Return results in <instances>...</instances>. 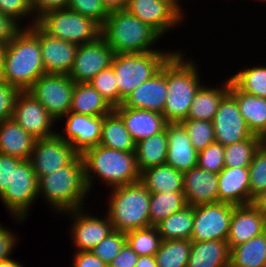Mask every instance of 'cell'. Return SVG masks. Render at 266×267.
Masks as SVG:
<instances>
[{
  "label": "cell",
  "mask_w": 266,
  "mask_h": 267,
  "mask_svg": "<svg viewBox=\"0 0 266 267\" xmlns=\"http://www.w3.org/2000/svg\"><path fill=\"white\" fill-rule=\"evenodd\" d=\"M113 110L107 100L89 83H75L69 112L105 116Z\"/></svg>",
  "instance_id": "30"
},
{
  "label": "cell",
  "mask_w": 266,
  "mask_h": 267,
  "mask_svg": "<svg viewBox=\"0 0 266 267\" xmlns=\"http://www.w3.org/2000/svg\"><path fill=\"white\" fill-rule=\"evenodd\" d=\"M176 51H149L138 54H115L111 66L118 87V106L139 87L158 73Z\"/></svg>",
  "instance_id": "7"
},
{
  "label": "cell",
  "mask_w": 266,
  "mask_h": 267,
  "mask_svg": "<svg viewBox=\"0 0 266 267\" xmlns=\"http://www.w3.org/2000/svg\"><path fill=\"white\" fill-rule=\"evenodd\" d=\"M101 36L112 48L114 55L167 51L165 48H154V44L157 45L156 41L162 37L126 9L109 12L102 25Z\"/></svg>",
  "instance_id": "5"
},
{
  "label": "cell",
  "mask_w": 266,
  "mask_h": 267,
  "mask_svg": "<svg viewBox=\"0 0 266 267\" xmlns=\"http://www.w3.org/2000/svg\"><path fill=\"white\" fill-rule=\"evenodd\" d=\"M229 77L241 91L266 99V65H246Z\"/></svg>",
  "instance_id": "38"
},
{
  "label": "cell",
  "mask_w": 266,
  "mask_h": 267,
  "mask_svg": "<svg viewBox=\"0 0 266 267\" xmlns=\"http://www.w3.org/2000/svg\"><path fill=\"white\" fill-rule=\"evenodd\" d=\"M194 206L187 205L155 227L162 240H190L193 232Z\"/></svg>",
  "instance_id": "35"
},
{
  "label": "cell",
  "mask_w": 266,
  "mask_h": 267,
  "mask_svg": "<svg viewBox=\"0 0 266 267\" xmlns=\"http://www.w3.org/2000/svg\"><path fill=\"white\" fill-rule=\"evenodd\" d=\"M183 175V192L187 205L197 206L218 202V174L196 166Z\"/></svg>",
  "instance_id": "23"
},
{
  "label": "cell",
  "mask_w": 266,
  "mask_h": 267,
  "mask_svg": "<svg viewBox=\"0 0 266 267\" xmlns=\"http://www.w3.org/2000/svg\"><path fill=\"white\" fill-rule=\"evenodd\" d=\"M81 157L90 192L94 190L92 188L96 179L105 183L106 188L110 189L140 181L135 152L114 150L97 145L86 149Z\"/></svg>",
  "instance_id": "3"
},
{
  "label": "cell",
  "mask_w": 266,
  "mask_h": 267,
  "mask_svg": "<svg viewBox=\"0 0 266 267\" xmlns=\"http://www.w3.org/2000/svg\"><path fill=\"white\" fill-rule=\"evenodd\" d=\"M180 123L187 131L191 143L197 152L216 142L213 122L184 119Z\"/></svg>",
  "instance_id": "41"
},
{
  "label": "cell",
  "mask_w": 266,
  "mask_h": 267,
  "mask_svg": "<svg viewBox=\"0 0 266 267\" xmlns=\"http://www.w3.org/2000/svg\"><path fill=\"white\" fill-rule=\"evenodd\" d=\"M22 159L0 153V196L11 184L12 165H18Z\"/></svg>",
  "instance_id": "50"
},
{
  "label": "cell",
  "mask_w": 266,
  "mask_h": 267,
  "mask_svg": "<svg viewBox=\"0 0 266 267\" xmlns=\"http://www.w3.org/2000/svg\"><path fill=\"white\" fill-rule=\"evenodd\" d=\"M180 0H128L126 10L148 24L162 38L186 20ZM184 12V13H183Z\"/></svg>",
  "instance_id": "10"
},
{
  "label": "cell",
  "mask_w": 266,
  "mask_h": 267,
  "mask_svg": "<svg viewBox=\"0 0 266 267\" xmlns=\"http://www.w3.org/2000/svg\"><path fill=\"white\" fill-rule=\"evenodd\" d=\"M167 136L168 149L165 164L183 173L196 167L198 152L193 147L183 125L180 122L168 123Z\"/></svg>",
  "instance_id": "24"
},
{
  "label": "cell",
  "mask_w": 266,
  "mask_h": 267,
  "mask_svg": "<svg viewBox=\"0 0 266 267\" xmlns=\"http://www.w3.org/2000/svg\"><path fill=\"white\" fill-rule=\"evenodd\" d=\"M197 166L218 174L224 167V146L214 142L198 152Z\"/></svg>",
  "instance_id": "46"
},
{
  "label": "cell",
  "mask_w": 266,
  "mask_h": 267,
  "mask_svg": "<svg viewBox=\"0 0 266 267\" xmlns=\"http://www.w3.org/2000/svg\"><path fill=\"white\" fill-rule=\"evenodd\" d=\"M68 9L93 18L101 26L109 15L102 0H68Z\"/></svg>",
  "instance_id": "47"
},
{
  "label": "cell",
  "mask_w": 266,
  "mask_h": 267,
  "mask_svg": "<svg viewBox=\"0 0 266 267\" xmlns=\"http://www.w3.org/2000/svg\"><path fill=\"white\" fill-rule=\"evenodd\" d=\"M167 149V127L160 133L152 135L136 143V163L139 172L141 173L147 168L165 164Z\"/></svg>",
  "instance_id": "32"
},
{
  "label": "cell",
  "mask_w": 266,
  "mask_h": 267,
  "mask_svg": "<svg viewBox=\"0 0 266 267\" xmlns=\"http://www.w3.org/2000/svg\"><path fill=\"white\" fill-rule=\"evenodd\" d=\"M13 230L0 223V262L10 259L19 243L18 235Z\"/></svg>",
  "instance_id": "49"
},
{
  "label": "cell",
  "mask_w": 266,
  "mask_h": 267,
  "mask_svg": "<svg viewBox=\"0 0 266 267\" xmlns=\"http://www.w3.org/2000/svg\"><path fill=\"white\" fill-rule=\"evenodd\" d=\"M212 122L215 140L224 147L253 135L241 115L235 97L230 92L222 98Z\"/></svg>",
  "instance_id": "17"
},
{
  "label": "cell",
  "mask_w": 266,
  "mask_h": 267,
  "mask_svg": "<svg viewBox=\"0 0 266 267\" xmlns=\"http://www.w3.org/2000/svg\"><path fill=\"white\" fill-rule=\"evenodd\" d=\"M167 96L166 63L161 70L137 87L123 101L125 107L163 113Z\"/></svg>",
  "instance_id": "22"
},
{
  "label": "cell",
  "mask_w": 266,
  "mask_h": 267,
  "mask_svg": "<svg viewBox=\"0 0 266 267\" xmlns=\"http://www.w3.org/2000/svg\"><path fill=\"white\" fill-rule=\"evenodd\" d=\"M139 255L131 249L126 242L121 251L115 256L113 261L109 264L110 267H135Z\"/></svg>",
  "instance_id": "53"
},
{
  "label": "cell",
  "mask_w": 266,
  "mask_h": 267,
  "mask_svg": "<svg viewBox=\"0 0 266 267\" xmlns=\"http://www.w3.org/2000/svg\"><path fill=\"white\" fill-rule=\"evenodd\" d=\"M250 204L253 198L266 189V147L261 144L256 150L250 166Z\"/></svg>",
  "instance_id": "42"
},
{
  "label": "cell",
  "mask_w": 266,
  "mask_h": 267,
  "mask_svg": "<svg viewBox=\"0 0 266 267\" xmlns=\"http://www.w3.org/2000/svg\"><path fill=\"white\" fill-rule=\"evenodd\" d=\"M135 267H158L155 255L139 256Z\"/></svg>",
  "instance_id": "57"
},
{
  "label": "cell",
  "mask_w": 266,
  "mask_h": 267,
  "mask_svg": "<svg viewBox=\"0 0 266 267\" xmlns=\"http://www.w3.org/2000/svg\"><path fill=\"white\" fill-rule=\"evenodd\" d=\"M86 210V207H83L61 214L71 219L69 234L76 249L74 252L92 250L114 230L107 214L99 218L97 213L95 216Z\"/></svg>",
  "instance_id": "12"
},
{
  "label": "cell",
  "mask_w": 266,
  "mask_h": 267,
  "mask_svg": "<svg viewBox=\"0 0 266 267\" xmlns=\"http://www.w3.org/2000/svg\"><path fill=\"white\" fill-rule=\"evenodd\" d=\"M89 84L96 89L113 108L118 106V87L111 65L97 74Z\"/></svg>",
  "instance_id": "43"
},
{
  "label": "cell",
  "mask_w": 266,
  "mask_h": 267,
  "mask_svg": "<svg viewBox=\"0 0 266 267\" xmlns=\"http://www.w3.org/2000/svg\"><path fill=\"white\" fill-rule=\"evenodd\" d=\"M230 77L222 81L220 86L202 84L191 103L187 119L206 120L212 122L222 98L229 92Z\"/></svg>",
  "instance_id": "28"
},
{
  "label": "cell",
  "mask_w": 266,
  "mask_h": 267,
  "mask_svg": "<svg viewBox=\"0 0 266 267\" xmlns=\"http://www.w3.org/2000/svg\"><path fill=\"white\" fill-rule=\"evenodd\" d=\"M114 111L121 117L135 144L165 130L169 123L159 112L125 107L123 104L115 107Z\"/></svg>",
  "instance_id": "20"
},
{
  "label": "cell",
  "mask_w": 266,
  "mask_h": 267,
  "mask_svg": "<svg viewBox=\"0 0 266 267\" xmlns=\"http://www.w3.org/2000/svg\"><path fill=\"white\" fill-rule=\"evenodd\" d=\"M187 206L184 192L151 193L150 196V226H156L173 213Z\"/></svg>",
  "instance_id": "36"
},
{
  "label": "cell",
  "mask_w": 266,
  "mask_h": 267,
  "mask_svg": "<svg viewBox=\"0 0 266 267\" xmlns=\"http://www.w3.org/2000/svg\"><path fill=\"white\" fill-rule=\"evenodd\" d=\"M257 2L260 1L262 3L266 2V0H256Z\"/></svg>",
  "instance_id": "61"
},
{
  "label": "cell",
  "mask_w": 266,
  "mask_h": 267,
  "mask_svg": "<svg viewBox=\"0 0 266 267\" xmlns=\"http://www.w3.org/2000/svg\"><path fill=\"white\" fill-rule=\"evenodd\" d=\"M19 260H14L13 258L7 259L0 262V267H23V264Z\"/></svg>",
  "instance_id": "58"
},
{
  "label": "cell",
  "mask_w": 266,
  "mask_h": 267,
  "mask_svg": "<svg viewBox=\"0 0 266 267\" xmlns=\"http://www.w3.org/2000/svg\"><path fill=\"white\" fill-rule=\"evenodd\" d=\"M262 144L266 147V133L262 136Z\"/></svg>",
  "instance_id": "60"
},
{
  "label": "cell",
  "mask_w": 266,
  "mask_h": 267,
  "mask_svg": "<svg viewBox=\"0 0 266 267\" xmlns=\"http://www.w3.org/2000/svg\"><path fill=\"white\" fill-rule=\"evenodd\" d=\"M110 190L105 214L114 230L127 233L150 227L151 193L140 181Z\"/></svg>",
  "instance_id": "6"
},
{
  "label": "cell",
  "mask_w": 266,
  "mask_h": 267,
  "mask_svg": "<svg viewBox=\"0 0 266 267\" xmlns=\"http://www.w3.org/2000/svg\"><path fill=\"white\" fill-rule=\"evenodd\" d=\"M140 182L150 193L183 192L184 175L170 165L162 164L142 171Z\"/></svg>",
  "instance_id": "31"
},
{
  "label": "cell",
  "mask_w": 266,
  "mask_h": 267,
  "mask_svg": "<svg viewBox=\"0 0 266 267\" xmlns=\"http://www.w3.org/2000/svg\"><path fill=\"white\" fill-rule=\"evenodd\" d=\"M28 29L39 39L45 73L68 75L79 45L51 37L36 24Z\"/></svg>",
  "instance_id": "18"
},
{
  "label": "cell",
  "mask_w": 266,
  "mask_h": 267,
  "mask_svg": "<svg viewBox=\"0 0 266 267\" xmlns=\"http://www.w3.org/2000/svg\"><path fill=\"white\" fill-rule=\"evenodd\" d=\"M218 202L234 206L250 204L248 167H224L218 173Z\"/></svg>",
  "instance_id": "25"
},
{
  "label": "cell",
  "mask_w": 266,
  "mask_h": 267,
  "mask_svg": "<svg viewBox=\"0 0 266 267\" xmlns=\"http://www.w3.org/2000/svg\"><path fill=\"white\" fill-rule=\"evenodd\" d=\"M229 92L235 97L248 129L262 137L266 133V99L241 91L231 80Z\"/></svg>",
  "instance_id": "27"
},
{
  "label": "cell",
  "mask_w": 266,
  "mask_h": 267,
  "mask_svg": "<svg viewBox=\"0 0 266 267\" xmlns=\"http://www.w3.org/2000/svg\"><path fill=\"white\" fill-rule=\"evenodd\" d=\"M126 242L139 256H153L159 250L162 242L156 227L132 230L127 233Z\"/></svg>",
  "instance_id": "40"
},
{
  "label": "cell",
  "mask_w": 266,
  "mask_h": 267,
  "mask_svg": "<svg viewBox=\"0 0 266 267\" xmlns=\"http://www.w3.org/2000/svg\"><path fill=\"white\" fill-rule=\"evenodd\" d=\"M262 144V137L252 135L246 140L235 142L224 147L225 167H249L253 156Z\"/></svg>",
  "instance_id": "39"
},
{
  "label": "cell",
  "mask_w": 266,
  "mask_h": 267,
  "mask_svg": "<svg viewBox=\"0 0 266 267\" xmlns=\"http://www.w3.org/2000/svg\"><path fill=\"white\" fill-rule=\"evenodd\" d=\"M5 48H6V45L0 42V80H1L2 71H3V57H4Z\"/></svg>",
  "instance_id": "59"
},
{
  "label": "cell",
  "mask_w": 266,
  "mask_h": 267,
  "mask_svg": "<svg viewBox=\"0 0 266 267\" xmlns=\"http://www.w3.org/2000/svg\"><path fill=\"white\" fill-rule=\"evenodd\" d=\"M113 50L100 36L97 40L79 45L68 76L75 83H89L111 65Z\"/></svg>",
  "instance_id": "16"
},
{
  "label": "cell",
  "mask_w": 266,
  "mask_h": 267,
  "mask_svg": "<svg viewBox=\"0 0 266 267\" xmlns=\"http://www.w3.org/2000/svg\"><path fill=\"white\" fill-rule=\"evenodd\" d=\"M0 12L4 15L10 16L21 27L22 24L25 23V28L36 24L37 21L34 11L30 5V0H0ZM26 18H28L29 21ZM24 20H27L26 22L30 23H23Z\"/></svg>",
  "instance_id": "44"
},
{
  "label": "cell",
  "mask_w": 266,
  "mask_h": 267,
  "mask_svg": "<svg viewBox=\"0 0 266 267\" xmlns=\"http://www.w3.org/2000/svg\"><path fill=\"white\" fill-rule=\"evenodd\" d=\"M79 153L57 133L36 139L29 161L38 180L49 173L68 166Z\"/></svg>",
  "instance_id": "14"
},
{
  "label": "cell",
  "mask_w": 266,
  "mask_h": 267,
  "mask_svg": "<svg viewBox=\"0 0 266 267\" xmlns=\"http://www.w3.org/2000/svg\"><path fill=\"white\" fill-rule=\"evenodd\" d=\"M45 73L39 39L23 28L6 44L1 80L27 91Z\"/></svg>",
  "instance_id": "4"
},
{
  "label": "cell",
  "mask_w": 266,
  "mask_h": 267,
  "mask_svg": "<svg viewBox=\"0 0 266 267\" xmlns=\"http://www.w3.org/2000/svg\"><path fill=\"white\" fill-rule=\"evenodd\" d=\"M90 193L80 154L68 166L38 180V199H44L57 215L85 207V199Z\"/></svg>",
  "instance_id": "1"
},
{
  "label": "cell",
  "mask_w": 266,
  "mask_h": 267,
  "mask_svg": "<svg viewBox=\"0 0 266 267\" xmlns=\"http://www.w3.org/2000/svg\"><path fill=\"white\" fill-rule=\"evenodd\" d=\"M35 141L14 119L0 123V153L29 160Z\"/></svg>",
  "instance_id": "26"
},
{
  "label": "cell",
  "mask_w": 266,
  "mask_h": 267,
  "mask_svg": "<svg viewBox=\"0 0 266 267\" xmlns=\"http://www.w3.org/2000/svg\"><path fill=\"white\" fill-rule=\"evenodd\" d=\"M20 90L0 80V123L12 118L15 99Z\"/></svg>",
  "instance_id": "48"
},
{
  "label": "cell",
  "mask_w": 266,
  "mask_h": 267,
  "mask_svg": "<svg viewBox=\"0 0 266 267\" xmlns=\"http://www.w3.org/2000/svg\"><path fill=\"white\" fill-rule=\"evenodd\" d=\"M229 267H266V230L231 248Z\"/></svg>",
  "instance_id": "34"
},
{
  "label": "cell",
  "mask_w": 266,
  "mask_h": 267,
  "mask_svg": "<svg viewBox=\"0 0 266 267\" xmlns=\"http://www.w3.org/2000/svg\"><path fill=\"white\" fill-rule=\"evenodd\" d=\"M75 82L65 74H43L27 90L59 123L70 110Z\"/></svg>",
  "instance_id": "11"
},
{
  "label": "cell",
  "mask_w": 266,
  "mask_h": 267,
  "mask_svg": "<svg viewBox=\"0 0 266 267\" xmlns=\"http://www.w3.org/2000/svg\"><path fill=\"white\" fill-rule=\"evenodd\" d=\"M266 230V217L253 205L235 206L230 219L229 248L245 243Z\"/></svg>",
  "instance_id": "21"
},
{
  "label": "cell",
  "mask_w": 266,
  "mask_h": 267,
  "mask_svg": "<svg viewBox=\"0 0 266 267\" xmlns=\"http://www.w3.org/2000/svg\"><path fill=\"white\" fill-rule=\"evenodd\" d=\"M36 20L43 14L68 8V0H30Z\"/></svg>",
  "instance_id": "51"
},
{
  "label": "cell",
  "mask_w": 266,
  "mask_h": 267,
  "mask_svg": "<svg viewBox=\"0 0 266 267\" xmlns=\"http://www.w3.org/2000/svg\"><path fill=\"white\" fill-rule=\"evenodd\" d=\"M36 25L47 35L78 45L87 44L101 36L102 26L93 18L70 9H61L41 15Z\"/></svg>",
  "instance_id": "8"
},
{
  "label": "cell",
  "mask_w": 266,
  "mask_h": 267,
  "mask_svg": "<svg viewBox=\"0 0 266 267\" xmlns=\"http://www.w3.org/2000/svg\"><path fill=\"white\" fill-rule=\"evenodd\" d=\"M179 50L166 62L167 96L162 114L169 123L187 119L194 96L203 84L197 61Z\"/></svg>",
  "instance_id": "2"
},
{
  "label": "cell",
  "mask_w": 266,
  "mask_h": 267,
  "mask_svg": "<svg viewBox=\"0 0 266 267\" xmlns=\"http://www.w3.org/2000/svg\"><path fill=\"white\" fill-rule=\"evenodd\" d=\"M71 267H106L100 258L95 256L91 251L74 252Z\"/></svg>",
  "instance_id": "54"
},
{
  "label": "cell",
  "mask_w": 266,
  "mask_h": 267,
  "mask_svg": "<svg viewBox=\"0 0 266 267\" xmlns=\"http://www.w3.org/2000/svg\"><path fill=\"white\" fill-rule=\"evenodd\" d=\"M191 240H162L155 253L158 267H187Z\"/></svg>",
  "instance_id": "37"
},
{
  "label": "cell",
  "mask_w": 266,
  "mask_h": 267,
  "mask_svg": "<svg viewBox=\"0 0 266 267\" xmlns=\"http://www.w3.org/2000/svg\"><path fill=\"white\" fill-rule=\"evenodd\" d=\"M103 117L68 112L60 119V122L66 119L62 128L64 135L58 131L57 134L81 155L86 149L99 145Z\"/></svg>",
  "instance_id": "19"
},
{
  "label": "cell",
  "mask_w": 266,
  "mask_h": 267,
  "mask_svg": "<svg viewBox=\"0 0 266 267\" xmlns=\"http://www.w3.org/2000/svg\"><path fill=\"white\" fill-rule=\"evenodd\" d=\"M252 204L266 217V189L253 198Z\"/></svg>",
  "instance_id": "56"
},
{
  "label": "cell",
  "mask_w": 266,
  "mask_h": 267,
  "mask_svg": "<svg viewBox=\"0 0 266 267\" xmlns=\"http://www.w3.org/2000/svg\"><path fill=\"white\" fill-rule=\"evenodd\" d=\"M37 199L38 177L31 162L22 160L18 165H12L11 184L0 196V201L9 212L8 214L16 222L23 223Z\"/></svg>",
  "instance_id": "9"
},
{
  "label": "cell",
  "mask_w": 266,
  "mask_h": 267,
  "mask_svg": "<svg viewBox=\"0 0 266 267\" xmlns=\"http://www.w3.org/2000/svg\"><path fill=\"white\" fill-rule=\"evenodd\" d=\"M108 12L123 10L126 8L128 0H102Z\"/></svg>",
  "instance_id": "55"
},
{
  "label": "cell",
  "mask_w": 266,
  "mask_h": 267,
  "mask_svg": "<svg viewBox=\"0 0 266 267\" xmlns=\"http://www.w3.org/2000/svg\"><path fill=\"white\" fill-rule=\"evenodd\" d=\"M23 27L10 16L0 12V42L7 44Z\"/></svg>",
  "instance_id": "52"
},
{
  "label": "cell",
  "mask_w": 266,
  "mask_h": 267,
  "mask_svg": "<svg viewBox=\"0 0 266 267\" xmlns=\"http://www.w3.org/2000/svg\"><path fill=\"white\" fill-rule=\"evenodd\" d=\"M12 119L35 139L54 136L56 121L28 91H20L15 99ZM54 127V128H53Z\"/></svg>",
  "instance_id": "15"
},
{
  "label": "cell",
  "mask_w": 266,
  "mask_h": 267,
  "mask_svg": "<svg viewBox=\"0 0 266 267\" xmlns=\"http://www.w3.org/2000/svg\"><path fill=\"white\" fill-rule=\"evenodd\" d=\"M126 243L124 232L113 230L105 239L90 250L95 256L109 265Z\"/></svg>",
  "instance_id": "45"
},
{
  "label": "cell",
  "mask_w": 266,
  "mask_h": 267,
  "mask_svg": "<svg viewBox=\"0 0 266 267\" xmlns=\"http://www.w3.org/2000/svg\"><path fill=\"white\" fill-rule=\"evenodd\" d=\"M230 248L227 241H191L187 267H229Z\"/></svg>",
  "instance_id": "29"
},
{
  "label": "cell",
  "mask_w": 266,
  "mask_h": 267,
  "mask_svg": "<svg viewBox=\"0 0 266 267\" xmlns=\"http://www.w3.org/2000/svg\"><path fill=\"white\" fill-rule=\"evenodd\" d=\"M234 207L222 202L194 206L193 232L190 240L192 242L227 241Z\"/></svg>",
  "instance_id": "13"
},
{
  "label": "cell",
  "mask_w": 266,
  "mask_h": 267,
  "mask_svg": "<svg viewBox=\"0 0 266 267\" xmlns=\"http://www.w3.org/2000/svg\"><path fill=\"white\" fill-rule=\"evenodd\" d=\"M99 145L114 150L135 152L136 144L121 117L114 110L103 117Z\"/></svg>",
  "instance_id": "33"
}]
</instances>
